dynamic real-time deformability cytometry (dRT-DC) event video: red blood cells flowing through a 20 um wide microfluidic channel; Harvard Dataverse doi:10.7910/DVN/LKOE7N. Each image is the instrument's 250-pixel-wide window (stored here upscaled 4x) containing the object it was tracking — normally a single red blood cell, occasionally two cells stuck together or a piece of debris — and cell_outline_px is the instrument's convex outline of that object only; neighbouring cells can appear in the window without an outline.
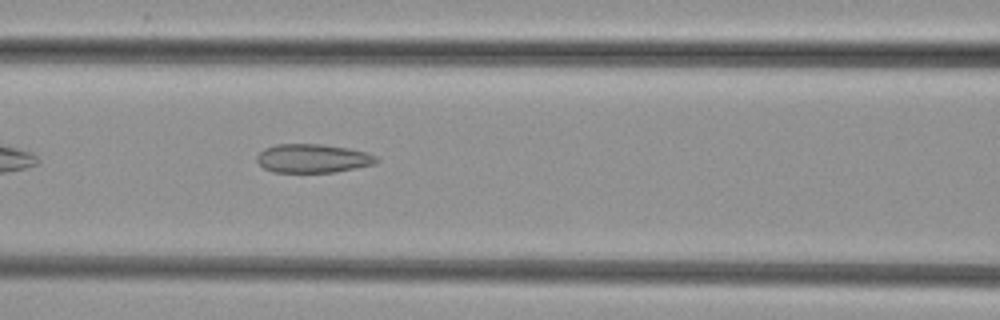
{"species": "common noctule bat (a hibernating species)", "species_latin": "Nyctalus noctula", "temperature_condition": "cold", "stored_images_in_passage": 34, "camera_frame_rate_fps": 3000, "um_per_image_px": 0.085, "animal": {"sex": "female", "body_mass_g": 29.2, "forearm_length_mm": 56.3}, "frame": {"image": 1, "passage_image": 6, "time_ms": 1.667, "image_size_px": [1000, 320], "cell_outline_px": [[380, 160], [372, 164], [336, 172], [272, 172], [264, 168], [256, 160], [256, 156], [264, 148], [276, 144], [320, 144], [348, 148], [364, 152], [376, 156]], "centroid_in_image_um": [26.54, 13.46], "position_along_channel_um": 140.1, "area_um2": 19.88}}
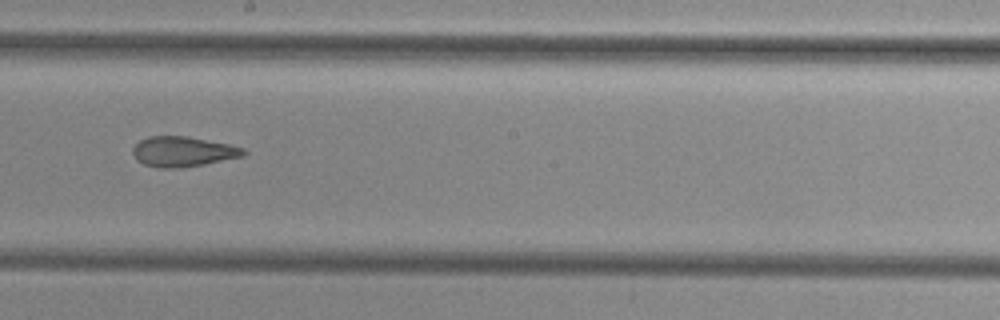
{"frame": {"image": 2, "passage_image": 13, "time_ms": 4.0, "image_size_px": [1000, 320], "cell_outline_px": [[248, 152], [244, 156], [204, 164], [180, 168], [156, 168], [144, 164], [136, 160], [132, 152], [132, 148], [140, 140], [148, 136], [188, 136], [232, 144], [244, 148]], "centroid_in_image_um": [15.57, 12.88], "position_along_channel_um": 232.6, "area_um2": 19.77}}
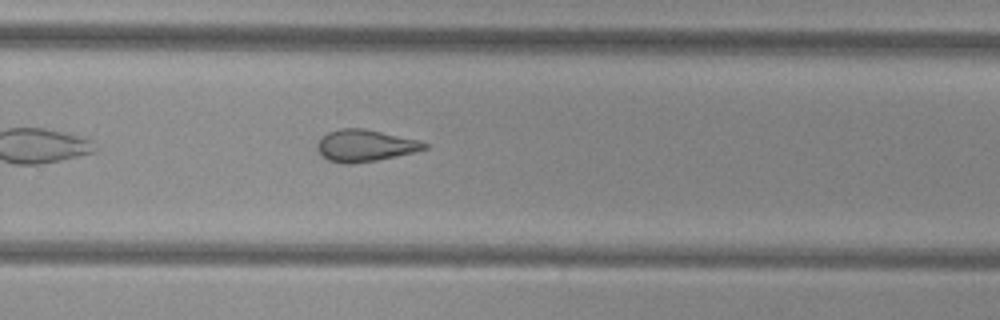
{"frame": {"image": 3, "passage_image": 18, "time_ms": 5.667, "image_size_px": [1000, 320], "cell_outline_px": [[428, 148], [396, 156], [376, 160], [352, 164], [340, 164], [328, 160], [320, 156], [316, 148], [316, 144], [320, 136], [328, 132], [340, 128], [364, 128], [420, 140], [428, 144]], "centroid_in_image_um": [30.96, 12.37], "position_along_channel_um": 298.8, "area_um2": 20.17}}